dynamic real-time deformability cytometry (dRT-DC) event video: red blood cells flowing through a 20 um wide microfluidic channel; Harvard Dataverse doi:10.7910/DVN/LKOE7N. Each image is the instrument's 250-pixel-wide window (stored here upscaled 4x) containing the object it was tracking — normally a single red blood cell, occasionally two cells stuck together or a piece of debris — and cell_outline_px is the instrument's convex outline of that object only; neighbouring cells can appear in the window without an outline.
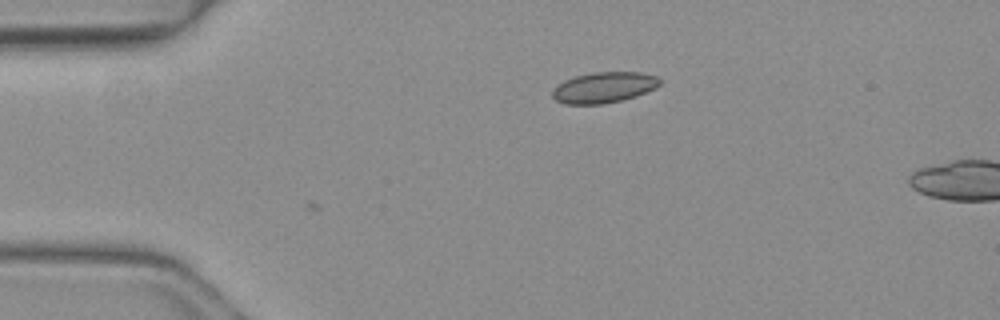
{"species": "common noctule bat (a hibernating species)", "species_latin": "Nyctalus noctula", "temperature_condition": "warm", "stored_images_in_passage": 3, "camera_frame_rate_fps": 3000, "um_per_image_px": 0.085, "animal": {"sex": "female", "body_mass_g": 19.3, "forearm_length_mm": 54.1}, "frame": {"image": 1, "passage_image": 1, "time_ms": 0.0, "image_size_px": [1000, 320], "cell_outline_px": [[660, 84], [656, 88], [636, 96], [604, 104], [564, 104], [556, 100], [552, 96], [552, 88], [556, 84], [564, 80], [576, 76], [592, 72], [640, 72], [656, 76], [660, 80]], "centroid_in_image_um": [51.3, 7.43], "position_along_channel_um": 33.7, "area_um2": 19.36}}